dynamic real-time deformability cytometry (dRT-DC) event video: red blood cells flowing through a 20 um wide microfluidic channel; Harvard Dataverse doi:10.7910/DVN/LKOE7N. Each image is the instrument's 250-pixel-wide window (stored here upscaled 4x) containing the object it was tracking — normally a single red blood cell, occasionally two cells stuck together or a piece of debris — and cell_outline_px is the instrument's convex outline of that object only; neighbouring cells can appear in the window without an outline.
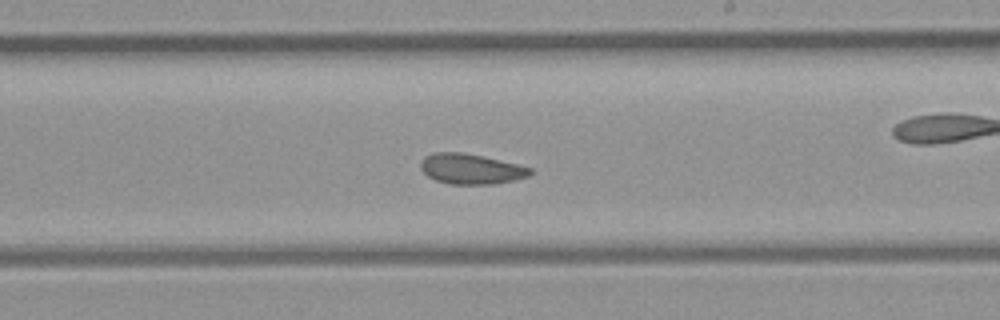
{"species": "common noctule bat (a hibernating species)", "species_latin": "Nyctalus noctula", "temperature_condition": "room temperature", "stored_images_in_passage": 45, "camera_frame_rate_fps": 3000, "um_per_image_px": 0.085, "animal": {"sex": "female", "body_mass_g": 21.9}, "frame": {"image": 1, "passage_image": 26, "time_ms": 8.333, "image_size_px": [1000, 320], "cell_outline_px": [[532, 172], [528, 176], [516, 180], [496, 184], [448, 184], [436, 180], [428, 176], [420, 168], [420, 160], [424, 156], [432, 152], [464, 152], [484, 156], [532, 168]], "centroid_in_image_um": [40.01, 14.35], "position_along_channel_um": 249.0, "area_um2": 19.54}}